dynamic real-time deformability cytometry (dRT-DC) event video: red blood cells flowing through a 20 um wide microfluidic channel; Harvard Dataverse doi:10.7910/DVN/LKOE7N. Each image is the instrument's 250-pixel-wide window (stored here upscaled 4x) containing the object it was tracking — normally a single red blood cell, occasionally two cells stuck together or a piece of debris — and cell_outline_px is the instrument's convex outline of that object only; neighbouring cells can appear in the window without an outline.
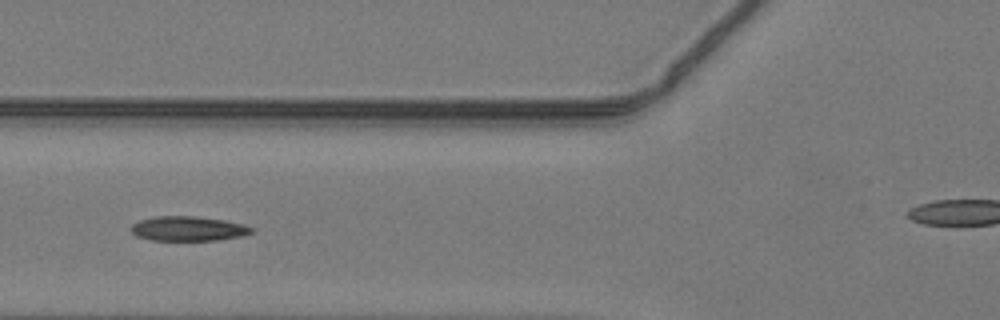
{"species": "common noctule bat (a hibernating species)", "species_latin": "Nyctalus noctula", "temperature_condition": "warm", "stored_images_in_passage": 44, "camera_frame_rate_fps": 3000, "um_per_image_px": 0.085, "animal": {"sex": "male", "body_mass_g": 19.2, "forearm_length_mm": 51.8}, "frame": {"image": 1, "passage_image": 14, "time_ms": 4.333, "image_size_px": [1000, 320], "cell_outline_px": [[252, 232], [240, 236], [216, 240], [152, 240], [136, 236], [132, 232], [132, 224], [140, 220], [156, 216], [192, 216], [224, 220], [244, 224], [252, 228]], "centroid_in_image_um": [15.97, 19.43], "position_along_channel_um": 109.8, "area_um2": 17.05}}
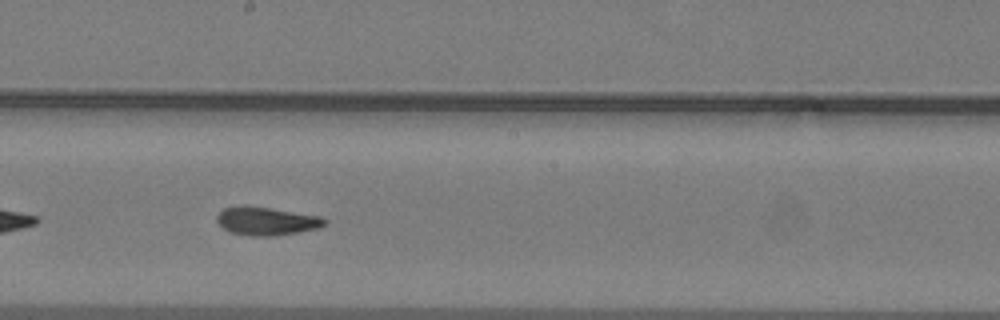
{"frame": {"image": 2, "passage_image": 22, "time_ms": 7.0, "image_size_px": [1000, 320], "cell_outline_px": [[328, 220], [324, 224], [316, 228], [276, 236], [252, 236], [228, 232], [216, 220], [216, 216], [224, 208], [240, 204], [244, 204], [320, 216]], "centroid_in_image_um": [22.59, 18.78], "position_along_channel_um": 225.6, "area_um2": 17.74}}
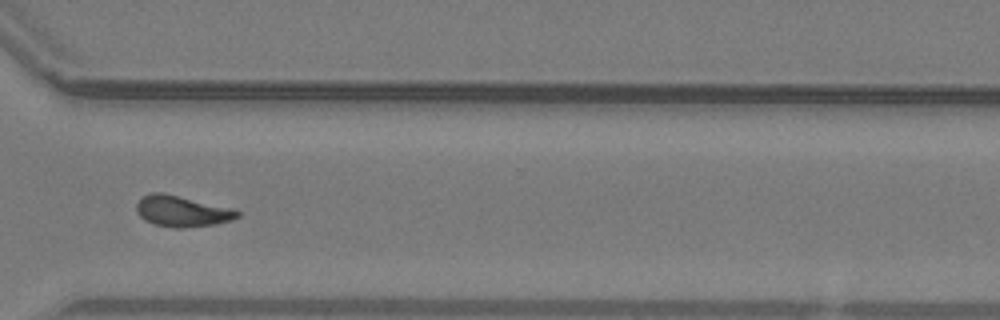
{"frame": {"image": 3, "passage_image": 31, "time_ms": 10.0, "image_size_px": [1000, 320], "cell_outline_px": [[240, 216], [232, 220], [216, 224], [184, 228], [172, 228], [152, 224], [144, 220], [136, 212], [136, 204], [140, 196], [152, 192], [160, 192], [236, 208], [240, 212]], "centroid_in_image_um": [15.47, 17.95], "position_along_channel_um": 355.1, "area_um2": 18.67}}